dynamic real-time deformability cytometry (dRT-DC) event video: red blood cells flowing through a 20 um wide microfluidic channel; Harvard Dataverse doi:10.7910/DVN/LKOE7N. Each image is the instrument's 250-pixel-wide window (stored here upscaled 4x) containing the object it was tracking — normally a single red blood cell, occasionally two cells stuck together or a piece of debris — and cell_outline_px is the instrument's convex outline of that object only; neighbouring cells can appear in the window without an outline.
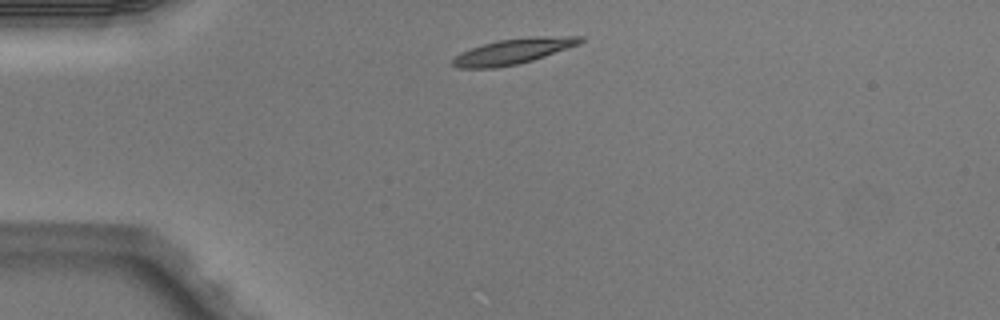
{"species": "Egyptian fruit bat (a non-hibernating species)", "species_latin": "Rousettus aegyptiacus", "temperature_condition": "warm", "stored_images_in_passage": 4, "camera_frame_rate_fps": 3000, "um_per_image_px": 0.085, "animal": {"sex": "male"}, "frame": {"image": 1, "passage_image": 1, "time_ms": 0.0, "image_size_px": [1000, 320], "cell_outline_px": [[584, 40], [580, 44], [532, 60], [516, 64], [496, 68], [456, 68], [452, 64], [452, 60], [460, 52], [496, 40], [524, 36], [584, 36]], "centroid_in_image_um": [43.63, 4.34], "position_along_channel_um": 41.4, "area_um2": 19.02}}
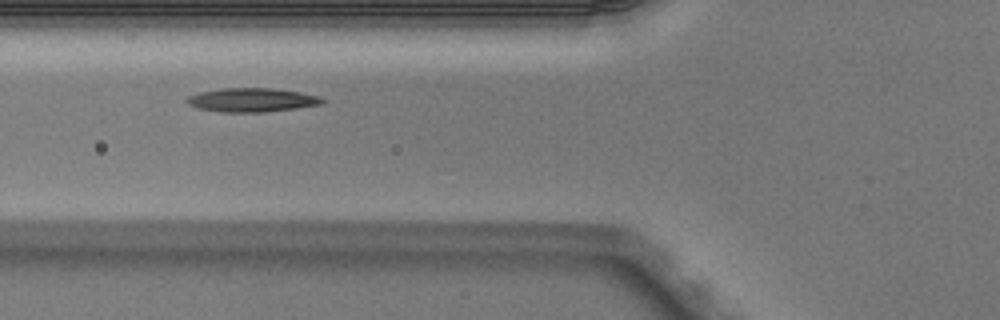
{"frame": {"image": 2, "passage_image": 3, "time_ms": 0.667, "image_size_px": [1000, 320], "cell_outline_px": [[324, 104], [296, 108], [264, 112], [220, 112], [200, 108], [188, 104], [184, 100], [188, 96], [200, 92], [220, 88], [272, 88], [300, 92], [320, 96], [324, 100]], "centroid_in_image_um": [21.42, 8.49], "position_along_channel_um": 104.4, "area_um2": 18.84}}
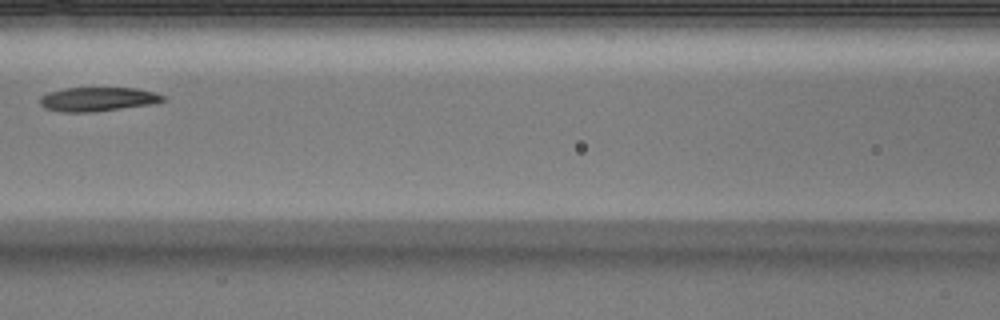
{"frame": {"image": 3, "passage_image": 4, "time_ms": 1.0, "image_size_px": [1000, 320], "cell_outline_px": [[164, 100], [152, 104], [92, 112], [64, 112], [44, 108], [40, 104], [40, 96], [48, 92], [64, 88], [136, 88], [152, 92], [164, 96]], "centroid_in_image_um": [8.25, 8.43], "position_along_channel_um": 158.3, "area_um2": 17.11}}